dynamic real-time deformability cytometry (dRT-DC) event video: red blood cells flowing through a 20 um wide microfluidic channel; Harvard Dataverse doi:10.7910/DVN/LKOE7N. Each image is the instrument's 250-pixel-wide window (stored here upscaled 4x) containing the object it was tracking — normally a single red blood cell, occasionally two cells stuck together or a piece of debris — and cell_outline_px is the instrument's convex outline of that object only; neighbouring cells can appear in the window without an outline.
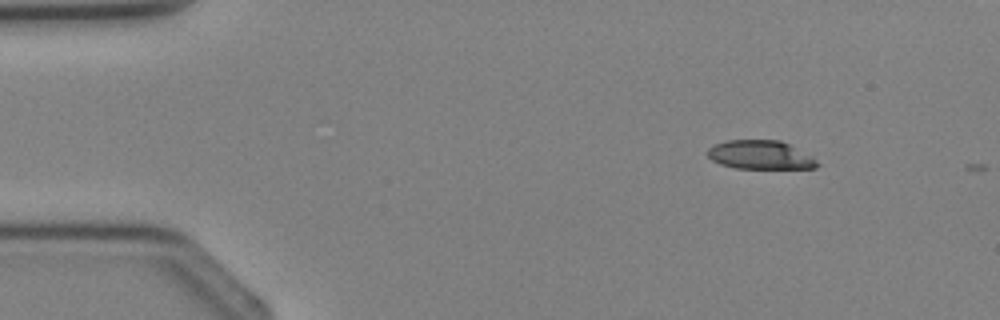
{"species": "Egyptian fruit bat (a non-hibernating species)", "species_latin": "Rousettus aegyptiacus", "temperature_condition": "cold", "stored_images_in_passage": 3, "camera_frame_rate_fps": 3000, "um_per_image_px": 0.085, "animal": {"sex": "female"}, "frame": {"image": 1, "passage_image": 1, "time_ms": 0.0, "image_size_px": [1000, 320], "cell_outline_px": [[820, 164], [816, 168], [736, 168], [720, 164], [712, 160], [708, 156], [708, 148], [712, 144], [724, 140], [780, 140], [788, 144], [816, 160]], "centroid_in_image_um": [64.56, 13.16], "position_along_channel_um": 20.4, "area_um2": 18.21}}